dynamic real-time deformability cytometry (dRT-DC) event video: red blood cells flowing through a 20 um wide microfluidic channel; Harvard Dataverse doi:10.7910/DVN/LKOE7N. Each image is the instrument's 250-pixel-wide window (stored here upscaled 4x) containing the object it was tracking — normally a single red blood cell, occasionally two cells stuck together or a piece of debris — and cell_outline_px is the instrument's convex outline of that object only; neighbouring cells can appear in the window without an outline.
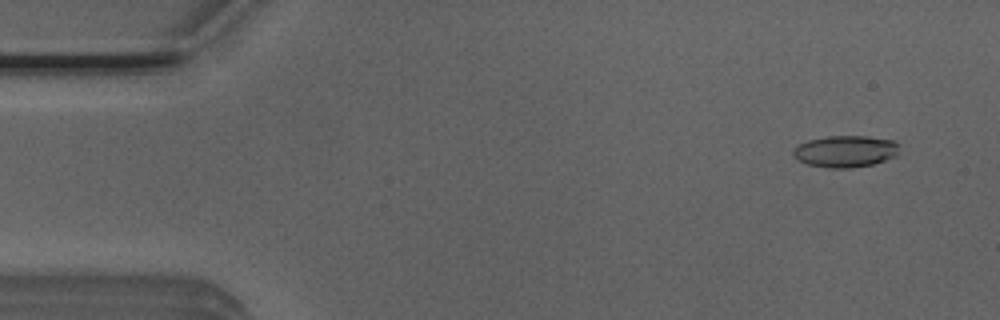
{"species": "Egyptian fruit bat (a non-hibernating species)", "species_latin": "Rousettus aegyptiacus", "temperature_condition": "room temperature", "stored_images_in_passage": 49, "camera_frame_rate_fps": 3000, "um_per_image_px": 0.085, "animal": {"sex": "male"}, "frame": {"image": 1, "passage_image": 4, "time_ms": 1.0, "image_size_px": [1000, 320], "cell_outline_px": [[900, 144], [896, 156], [872, 164], [848, 168], [828, 168], [808, 164], [796, 160], [792, 156], [792, 152], [796, 144], [808, 140], [828, 136], [868, 136], [892, 140]], "centroid_in_image_um": [71.82, 12.86], "position_along_channel_um": 13.2, "area_um2": 19.77}}
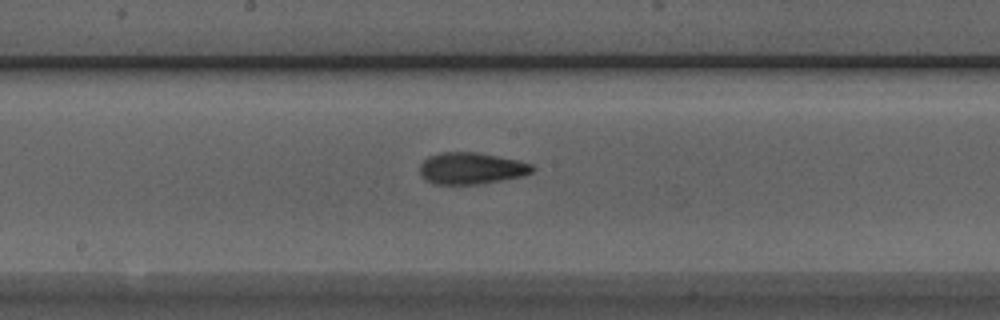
{"frame": {"image": 2, "passage_image": 27, "time_ms": 8.667, "image_size_px": [1000, 320], "cell_outline_px": [[536, 168], [532, 172], [524, 176], [480, 184], [436, 184], [424, 180], [420, 172], [420, 164], [428, 156], [440, 152], [476, 152], [516, 160], [532, 164]], "centroid_in_image_um": [40.05, 14.31], "position_along_channel_um": 208.1, "area_um2": 20.81}}
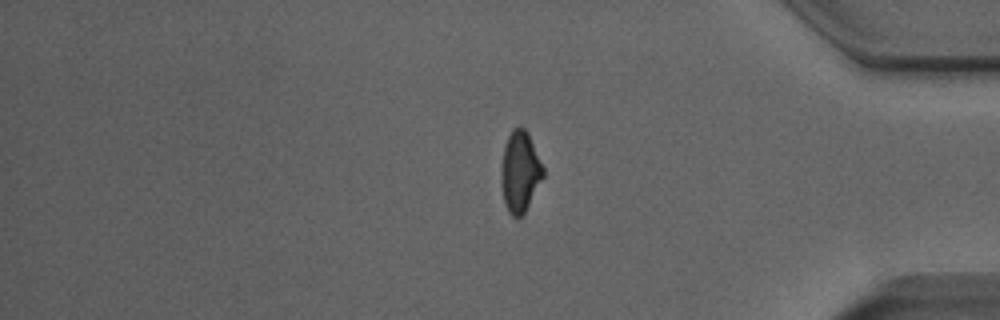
{"frame": {"image": 3, "passage_image": 43, "time_ms": 14.0, "image_size_px": [1000, 320], "cell_outline_px": [[544, 176], [524, 212], [516, 220], [508, 212], [504, 204], [500, 176], [500, 172], [504, 144], [512, 128], [520, 124], [528, 132], [544, 168]], "centroid_in_image_um": [44.18, 14.56], "position_along_channel_um": 391.0, "area_um2": 20.06}, "authors_computed_cell_mechanics": {"area_um2": 19.9988, "velocity_mm_per_s": 3.9424, "shape_relaxation_time_tau1_ms": 6.5472, "shape_relaxation_time_tau2_ms": 2.1096, "deformation_change_tau1": 0.1717, "deformation_change_tau2": 0.1029}}